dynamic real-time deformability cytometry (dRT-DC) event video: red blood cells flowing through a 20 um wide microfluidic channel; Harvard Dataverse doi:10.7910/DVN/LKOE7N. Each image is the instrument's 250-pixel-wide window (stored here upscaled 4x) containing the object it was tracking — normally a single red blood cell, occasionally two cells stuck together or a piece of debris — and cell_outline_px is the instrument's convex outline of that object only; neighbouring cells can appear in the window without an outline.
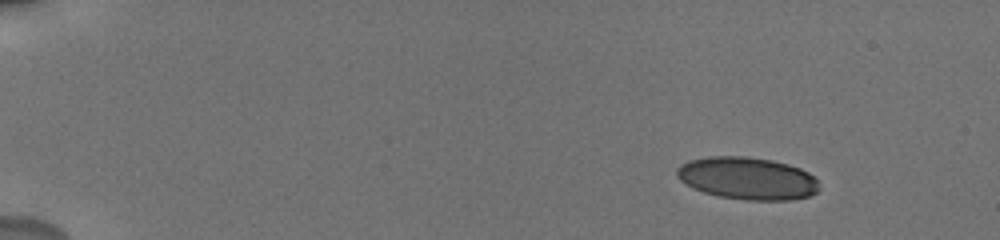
{"species": "human", "species_latin": "Homo sapiens", "temperature_condition": "cold", "stored_images_in_passage": 32, "camera_frame_rate_fps": 3000, "um_per_image_px": 0.085, "donor": {"sex": "male"}, "frame": {"image": 1, "passage_image": 5, "time_ms": 2.0, "image_size_px": [1000, 240], "cell_outline_px": [[820, 188], [816, 192], [808, 196], [792, 200], [748, 200], [720, 196], [704, 192], [692, 188], [680, 180], [676, 176], [676, 168], [680, 164], [688, 160], [708, 156], [744, 156], [772, 160], [788, 164], [800, 168], [808, 172], [816, 180]], "centroid_in_image_um": [63.5, 15.15], "position_along_channel_um": 21.5, "area_um2": 35.26}}
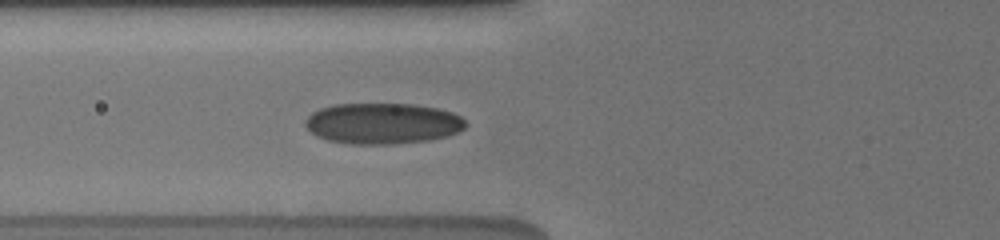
{"frame": {"image": 2, "passage_image": 23, "time_ms": 7.333, "image_size_px": [1000, 240], "cell_outline_px": [[468, 124], [464, 128], [448, 136], [428, 140], [392, 144], [352, 144], [328, 140], [316, 136], [304, 124], [304, 120], [312, 112], [320, 108], [336, 104], [412, 104], [436, 108], [452, 112], [460, 116]], "centroid_in_image_um": [32.51, 10.49], "position_along_channel_um": 93.3, "area_um2": 38.21}}
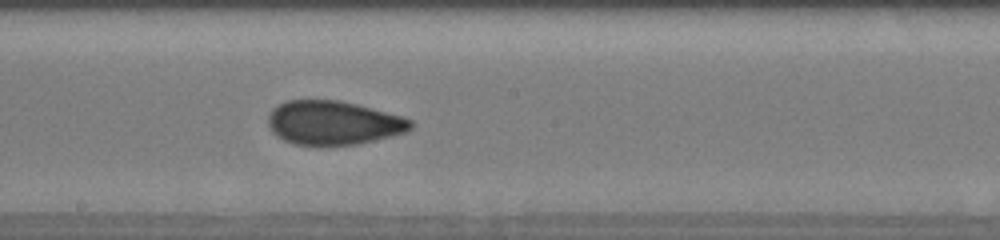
{"frame": {"image": 3, "passage_image": 32, "time_ms": 10.667, "image_size_px": [1000, 240], "cell_outline_px": [[416, 124], [408, 132], [356, 144], [296, 144], [284, 140], [276, 136], [272, 132], [268, 124], [268, 116], [272, 108], [284, 100], [340, 100], [356, 104], [400, 116], [412, 120]], "centroid_in_image_um": [28.32, 10.42], "position_along_channel_um": 219.9, "area_um2": 36.3}}